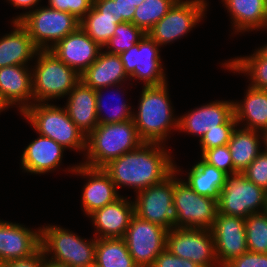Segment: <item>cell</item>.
<instances>
[{
    "mask_svg": "<svg viewBox=\"0 0 267 267\" xmlns=\"http://www.w3.org/2000/svg\"><path fill=\"white\" fill-rule=\"evenodd\" d=\"M165 146L157 142H143L135 150L110 161L103 170L117 190L125 186L137 193L162 182L175 170V161L170 149H165Z\"/></svg>",
    "mask_w": 267,
    "mask_h": 267,
    "instance_id": "6da1fadb",
    "label": "cell"
},
{
    "mask_svg": "<svg viewBox=\"0 0 267 267\" xmlns=\"http://www.w3.org/2000/svg\"><path fill=\"white\" fill-rule=\"evenodd\" d=\"M167 85L168 82L159 86H143L133 121L144 142L165 144L172 129L178 130L179 116L174 115Z\"/></svg>",
    "mask_w": 267,
    "mask_h": 267,
    "instance_id": "7a4b0ae2",
    "label": "cell"
},
{
    "mask_svg": "<svg viewBox=\"0 0 267 267\" xmlns=\"http://www.w3.org/2000/svg\"><path fill=\"white\" fill-rule=\"evenodd\" d=\"M139 137L133 119L112 124H98L86 137L84 166L103 168L110 161L138 148Z\"/></svg>",
    "mask_w": 267,
    "mask_h": 267,
    "instance_id": "3957f363",
    "label": "cell"
},
{
    "mask_svg": "<svg viewBox=\"0 0 267 267\" xmlns=\"http://www.w3.org/2000/svg\"><path fill=\"white\" fill-rule=\"evenodd\" d=\"M22 116L37 134L51 138L65 149L86 151V135L69 118L65 107L52 103H33Z\"/></svg>",
    "mask_w": 267,
    "mask_h": 267,
    "instance_id": "277c9868",
    "label": "cell"
},
{
    "mask_svg": "<svg viewBox=\"0 0 267 267\" xmlns=\"http://www.w3.org/2000/svg\"><path fill=\"white\" fill-rule=\"evenodd\" d=\"M32 66L34 103H49L66 97L80 81V75L49 50H39ZM49 101V102H48Z\"/></svg>",
    "mask_w": 267,
    "mask_h": 267,
    "instance_id": "5b68a950",
    "label": "cell"
},
{
    "mask_svg": "<svg viewBox=\"0 0 267 267\" xmlns=\"http://www.w3.org/2000/svg\"><path fill=\"white\" fill-rule=\"evenodd\" d=\"M40 230V247L46 259L71 267H90L95 262V237L84 239L66 228L50 224L40 227Z\"/></svg>",
    "mask_w": 267,
    "mask_h": 267,
    "instance_id": "8992f818",
    "label": "cell"
},
{
    "mask_svg": "<svg viewBox=\"0 0 267 267\" xmlns=\"http://www.w3.org/2000/svg\"><path fill=\"white\" fill-rule=\"evenodd\" d=\"M19 23L28 31L39 50H50L80 26V21L70 13L48 6H38L28 12Z\"/></svg>",
    "mask_w": 267,
    "mask_h": 267,
    "instance_id": "52a82bcc",
    "label": "cell"
},
{
    "mask_svg": "<svg viewBox=\"0 0 267 267\" xmlns=\"http://www.w3.org/2000/svg\"><path fill=\"white\" fill-rule=\"evenodd\" d=\"M175 163L173 203L178 213V228L210 230L218 213V200L197 194L178 178L181 169Z\"/></svg>",
    "mask_w": 267,
    "mask_h": 267,
    "instance_id": "ba28073f",
    "label": "cell"
},
{
    "mask_svg": "<svg viewBox=\"0 0 267 267\" xmlns=\"http://www.w3.org/2000/svg\"><path fill=\"white\" fill-rule=\"evenodd\" d=\"M267 211V192L248 180L242 172L228 174L218 200V212L247 218Z\"/></svg>",
    "mask_w": 267,
    "mask_h": 267,
    "instance_id": "9c48e42d",
    "label": "cell"
},
{
    "mask_svg": "<svg viewBox=\"0 0 267 267\" xmlns=\"http://www.w3.org/2000/svg\"><path fill=\"white\" fill-rule=\"evenodd\" d=\"M174 171L162 182L136 193L134 214L170 231L178 228V213L173 203Z\"/></svg>",
    "mask_w": 267,
    "mask_h": 267,
    "instance_id": "30bf717a",
    "label": "cell"
},
{
    "mask_svg": "<svg viewBox=\"0 0 267 267\" xmlns=\"http://www.w3.org/2000/svg\"><path fill=\"white\" fill-rule=\"evenodd\" d=\"M207 0H178L147 33L160 48L187 35L205 17Z\"/></svg>",
    "mask_w": 267,
    "mask_h": 267,
    "instance_id": "8fae6325",
    "label": "cell"
},
{
    "mask_svg": "<svg viewBox=\"0 0 267 267\" xmlns=\"http://www.w3.org/2000/svg\"><path fill=\"white\" fill-rule=\"evenodd\" d=\"M159 47L146 34L139 43L119 54L129 80H140L143 86H159L168 81L161 63Z\"/></svg>",
    "mask_w": 267,
    "mask_h": 267,
    "instance_id": "7c38bea8",
    "label": "cell"
},
{
    "mask_svg": "<svg viewBox=\"0 0 267 267\" xmlns=\"http://www.w3.org/2000/svg\"><path fill=\"white\" fill-rule=\"evenodd\" d=\"M166 248L175 256L201 267H220L213 236L208 229L173 228L167 232Z\"/></svg>",
    "mask_w": 267,
    "mask_h": 267,
    "instance_id": "4fadbf2b",
    "label": "cell"
},
{
    "mask_svg": "<svg viewBox=\"0 0 267 267\" xmlns=\"http://www.w3.org/2000/svg\"><path fill=\"white\" fill-rule=\"evenodd\" d=\"M168 230L133 215L124 239L138 267H151L155 258L166 248Z\"/></svg>",
    "mask_w": 267,
    "mask_h": 267,
    "instance_id": "5bb4252c",
    "label": "cell"
},
{
    "mask_svg": "<svg viewBox=\"0 0 267 267\" xmlns=\"http://www.w3.org/2000/svg\"><path fill=\"white\" fill-rule=\"evenodd\" d=\"M210 231L220 267L248 251L245 218L218 212Z\"/></svg>",
    "mask_w": 267,
    "mask_h": 267,
    "instance_id": "9a60e30c",
    "label": "cell"
},
{
    "mask_svg": "<svg viewBox=\"0 0 267 267\" xmlns=\"http://www.w3.org/2000/svg\"><path fill=\"white\" fill-rule=\"evenodd\" d=\"M222 124H237L233 101L215 100L188 111L178 118L177 131L197 136L200 141L206 132L220 129Z\"/></svg>",
    "mask_w": 267,
    "mask_h": 267,
    "instance_id": "2e32d148",
    "label": "cell"
},
{
    "mask_svg": "<svg viewBox=\"0 0 267 267\" xmlns=\"http://www.w3.org/2000/svg\"><path fill=\"white\" fill-rule=\"evenodd\" d=\"M66 170L87 179L81 196V206L87 216L121 196L103 168H91L78 163Z\"/></svg>",
    "mask_w": 267,
    "mask_h": 267,
    "instance_id": "e0dca14e",
    "label": "cell"
},
{
    "mask_svg": "<svg viewBox=\"0 0 267 267\" xmlns=\"http://www.w3.org/2000/svg\"><path fill=\"white\" fill-rule=\"evenodd\" d=\"M102 49L79 26L49 51L81 75L98 58Z\"/></svg>",
    "mask_w": 267,
    "mask_h": 267,
    "instance_id": "ac0fdd59",
    "label": "cell"
},
{
    "mask_svg": "<svg viewBox=\"0 0 267 267\" xmlns=\"http://www.w3.org/2000/svg\"><path fill=\"white\" fill-rule=\"evenodd\" d=\"M40 227L32 230L20 223L0 220V263L30 257L40 248Z\"/></svg>",
    "mask_w": 267,
    "mask_h": 267,
    "instance_id": "d6986e66",
    "label": "cell"
},
{
    "mask_svg": "<svg viewBox=\"0 0 267 267\" xmlns=\"http://www.w3.org/2000/svg\"><path fill=\"white\" fill-rule=\"evenodd\" d=\"M28 66L0 68V96L9 108L17 107L21 114L34 103L32 68Z\"/></svg>",
    "mask_w": 267,
    "mask_h": 267,
    "instance_id": "ffe728a7",
    "label": "cell"
},
{
    "mask_svg": "<svg viewBox=\"0 0 267 267\" xmlns=\"http://www.w3.org/2000/svg\"><path fill=\"white\" fill-rule=\"evenodd\" d=\"M133 215L134 202L122 195L114 202L95 210L88 217L96 229L94 237L102 239L124 238Z\"/></svg>",
    "mask_w": 267,
    "mask_h": 267,
    "instance_id": "44dd1931",
    "label": "cell"
},
{
    "mask_svg": "<svg viewBox=\"0 0 267 267\" xmlns=\"http://www.w3.org/2000/svg\"><path fill=\"white\" fill-rule=\"evenodd\" d=\"M38 135L24 148L20 159L22 172L42 175L53 172L62 164L66 149L51 138Z\"/></svg>",
    "mask_w": 267,
    "mask_h": 267,
    "instance_id": "7402d4cb",
    "label": "cell"
},
{
    "mask_svg": "<svg viewBox=\"0 0 267 267\" xmlns=\"http://www.w3.org/2000/svg\"><path fill=\"white\" fill-rule=\"evenodd\" d=\"M128 79L120 56L103 49L98 58L80 75V80L94 90L109 87L122 89L121 86Z\"/></svg>",
    "mask_w": 267,
    "mask_h": 267,
    "instance_id": "603a6c76",
    "label": "cell"
},
{
    "mask_svg": "<svg viewBox=\"0 0 267 267\" xmlns=\"http://www.w3.org/2000/svg\"><path fill=\"white\" fill-rule=\"evenodd\" d=\"M67 97L64 107L69 118L88 136L99 124L96 110V91L80 80Z\"/></svg>",
    "mask_w": 267,
    "mask_h": 267,
    "instance_id": "cb8c5ba5",
    "label": "cell"
},
{
    "mask_svg": "<svg viewBox=\"0 0 267 267\" xmlns=\"http://www.w3.org/2000/svg\"><path fill=\"white\" fill-rule=\"evenodd\" d=\"M229 12L234 34L267 31V0H222ZM235 29V30H234Z\"/></svg>",
    "mask_w": 267,
    "mask_h": 267,
    "instance_id": "d4e9b609",
    "label": "cell"
},
{
    "mask_svg": "<svg viewBox=\"0 0 267 267\" xmlns=\"http://www.w3.org/2000/svg\"><path fill=\"white\" fill-rule=\"evenodd\" d=\"M13 30L0 38V68L11 65H27L33 61L39 49L28 31L19 23L11 22Z\"/></svg>",
    "mask_w": 267,
    "mask_h": 267,
    "instance_id": "484cf974",
    "label": "cell"
},
{
    "mask_svg": "<svg viewBox=\"0 0 267 267\" xmlns=\"http://www.w3.org/2000/svg\"><path fill=\"white\" fill-rule=\"evenodd\" d=\"M244 99L233 101L234 118L238 127L262 132L267 128V90L248 86ZM243 123V124H241ZM245 124V125H244Z\"/></svg>",
    "mask_w": 267,
    "mask_h": 267,
    "instance_id": "4316f807",
    "label": "cell"
},
{
    "mask_svg": "<svg viewBox=\"0 0 267 267\" xmlns=\"http://www.w3.org/2000/svg\"><path fill=\"white\" fill-rule=\"evenodd\" d=\"M262 133L257 130L238 128L228 142L234 165V173L243 172L262 151Z\"/></svg>",
    "mask_w": 267,
    "mask_h": 267,
    "instance_id": "83f0119b",
    "label": "cell"
},
{
    "mask_svg": "<svg viewBox=\"0 0 267 267\" xmlns=\"http://www.w3.org/2000/svg\"><path fill=\"white\" fill-rule=\"evenodd\" d=\"M183 179L197 194L219 200L227 174L205 162L202 158L192 165Z\"/></svg>",
    "mask_w": 267,
    "mask_h": 267,
    "instance_id": "f1b7e54d",
    "label": "cell"
},
{
    "mask_svg": "<svg viewBox=\"0 0 267 267\" xmlns=\"http://www.w3.org/2000/svg\"><path fill=\"white\" fill-rule=\"evenodd\" d=\"M233 73L249 76V86L259 90H267V59L257 50L244 57H235L221 64Z\"/></svg>",
    "mask_w": 267,
    "mask_h": 267,
    "instance_id": "f546056e",
    "label": "cell"
},
{
    "mask_svg": "<svg viewBox=\"0 0 267 267\" xmlns=\"http://www.w3.org/2000/svg\"><path fill=\"white\" fill-rule=\"evenodd\" d=\"M95 263L102 267H138L124 238L97 239Z\"/></svg>",
    "mask_w": 267,
    "mask_h": 267,
    "instance_id": "4dcf8cb0",
    "label": "cell"
},
{
    "mask_svg": "<svg viewBox=\"0 0 267 267\" xmlns=\"http://www.w3.org/2000/svg\"><path fill=\"white\" fill-rule=\"evenodd\" d=\"M118 21L109 16H101V13L94 7L80 20V27L86 34L102 48L114 36Z\"/></svg>",
    "mask_w": 267,
    "mask_h": 267,
    "instance_id": "1f68e13d",
    "label": "cell"
},
{
    "mask_svg": "<svg viewBox=\"0 0 267 267\" xmlns=\"http://www.w3.org/2000/svg\"><path fill=\"white\" fill-rule=\"evenodd\" d=\"M178 0H145L135 8L132 23L146 34Z\"/></svg>",
    "mask_w": 267,
    "mask_h": 267,
    "instance_id": "d6a6232c",
    "label": "cell"
},
{
    "mask_svg": "<svg viewBox=\"0 0 267 267\" xmlns=\"http://www.w3.org/2000/svg\"><path fill=\"white\" fill-rule=\"evenodd\" d=\"M245 229L248 251L267 254V211L245 218Z\"/></svg>",
    "mask_w": 267,
    "mask_h": 267,
    "instance_id": "836d02e7",
    "label": "cell"
},
{
    "mask_svg": "<svg viewBox=\"0 0 267 267\" xmlns=\"http://www.w3.org/2000/svg\"><path fill=\"white\" fill-rule=\"evenodd\" d=\"M146 33L132 22H121L116 26L114 36L105 44L103 49L111 54H121L139 43Z\"/></svg>",
    "mask_w": 267,
    "mask_h": 267,
    "instance_id": "e575fe53",
    "label": "cell"
},
{
    "mask_svg": "<svg viewBox=\"0 0 267 267\" xmlns=\"http://www.w3.org/2000/svg\"><path fill=\"white\" fill-rule=\"evenodd\" d=\"M103 89L104 88H99L95 90L96 91L97 119H98L99 124H112L116 122H124V121H129L133 119L134 110L129 105V103L127 104V101H123L120 103L118 102L115 106H113V109L111 113L109 112V115L107 113L104 115L102 113L103 109H105V106H104L105 103H103L104 100H103V94H102Z\"/></svg>",
    "mask_w": 267,
    "mask_h": 267,
    "instance_id": "d590c367",
    "label": "cell"
},
{
    "mask_svg": "<svg viewBox=\"0 0 267 267\" xmlns=\"http://www.w3.org/2000/svg\"><path fill=\"white\" fill-rule=\"evenodd\" d=\"M237 124H222L220 129H213L204 134L199 141L201 148V155L209 149L228 145L233 131L236 129Z\"/></svg>",
    "mask_w": 267,
    "mask_h": 267,
    "instance_id": "8d00e7d4",
    "label": "cell"
},
{
    "mask_svg": "<svg viewBox=\"0 0 267 267\" xmlns=\"http://www.w3.org/2000/svg\"><path fill=\"white\" fill-rule=\"evenodd\" d=\"M201 158L227 175L234 173L233 160L228 145L206 150Z\"/></svg>",
    "mask_w": 267,
    "mask_h": 267,
    "instance_id": "74e56055",
    "label": "cell"
},
{
    "mask_svg": "<svg viewBox=\"0 0 267 267\" xmlns=\"http://www.w3.org/2000/svg\"><path fill=\"white\" fill-rule=\"evenodd\" d=\"M242 173L267 192V152L261 151Z\"/></svg>",
    "mask_w": 267,
    "mask_h": 267,
    "instance_id": "f35d334b",
    "label": "cell"
},
{
    "mask_svg": "<svg viewBox=\"0 0 267 267\" xmlns=\"http://www.w3.org/2000/svg\"><path fill=\"white\" fill-rule=\"evenodd\" d=\"M47 6L68 12L80 21L92 8L93 0H48Z\"/></svg>",
    "mask_w": 267,
    "mask_h": 267,
    "instance_id": "ab89813d",
    "label": "cell"
},
{
    "mask_svg": "<svg viewBox=\"0 0 267 267\" xmlns=\"http://www.w3.org/2000/svg\"><path fill=\"white\" fill-rule=\"evenodd\" d=\"M224 267H267V254L247 251L240 257L232 259Z\"/></svg>",
    "mask_w": 267,
    "mask_h": 267,
    "instance_id": "60d3db41",
    "label": "cell"
},
{
    "mask_svg": "<svg viewBox=\"0 0 267 267\" xmlns=\"http://www.w3.org/2000/svg\"><path fill=\"white\" fill-rule=\"evenodd\" d=\"M151 267H201L191 260L182 259L165 248L156 258Z\"/></svg>",
    "mask_w": 267,
    "mask_h": 267,
    "instance_id": "b9f144b4",
    "label": "cell"
},
{
    "mask_svg": "<svg viewBox=\"0 0 267 267\" xmlns=\"http://www.w3.org/2000/svg\"><path fill=\"white\" fill-rule=\"evenodd\" d=\"M2 267H46V257L40 247L30 257L7 261L2 264Z\"/></svg>",
    "mask_w": 267,
    "mask_h": 267,
    "instance_id": "7bdbcfd3",
    "label": "cell"
},
{
    "mask_svg": "<svg viewBox=\"0 0 267 267\" xmlns=\"http://www.w3.org/2000/svg\"><path fill=\"white\" fill-rule=\"evenodd\" d=\"M93 6L101 13V16H109L118 21L117 3L114 0H93Z\"/></svg>",
    "mask_w": 267,
    "mask_h": 267,
    "instance_id": "ee69618b",
    "label": "cell"
},
{
    "mask_svg": "<svg viewBox=\"0 0 267 267\" xmlns=\"http://www.w3.org/2000/svg\"><path fill=\"white\" fill-rule=\"evenodd\" d=\"M117 3L118 22H132L135 7L128 0H114Z\"/></svg>",
    "mask_w": 267,
    "mask_h": 267,
    "instance_id": "f6af8a7d",
    "label": "cell"
},
{
    "mask_svg": "<svg viewBox=\"0 0 267 267\" xmlns=\"http://www.w3.org/2000/svg\"><path fill=\"white\" fill-rule=\"evenodd\" d=\"M7 2L11 3V5L14 8H19V9L21 8L26 11H27V8L28 10L30 9L29 11L27 12L25 11V13H21L20 15L14 17V19L11 21V22H19L28 12H31L35 8H37V5H39V2H41V0H7Z\"/></svg>",
    "mask_w": 267,
    "mask_h": 267,
    "instance_id": "bcb514c9",
    "label": "cell"
},
{
    "mask_svg": "<svg viewBox=\"0 0 267 267\" xmlns=\"http://www.w3.org/2000/svg\"><path fill=\"white\" fill-rule=\"evenodd\" d=\"M46 267H71V266L46 259Z\"/></svg>",
    "mask_w": 267,
    "mask_h": 267,
    "instance_id": "7dc6e473",
    "label": "cell"
},
{
    "mask_svg": "<svg viewBox=\"0 0 267 267\" xmlns=\"http://www.w3.org/2000/svg\"><path fill=\"white\" fill-rule=\"evenodd\" d=\"M264 58L267 59V43L263 45L262 47L260 46L259 48L256 49Z\"/></svg>",
    "mask_w": 267,
    "mask_h": 267,
    "instance_id": "c3c4849f",
    "label": "cell"
},
{
    "mask_svg": "<svg viewBox=\"0 0 267 267\" xmlns=\"http://www.w3.org/2000/svg\"><path fill=\"white\" fill-rule=\"evenodd\" d=\"M261 133H262V143L265 145L264 151L267 152V128L264 129Z\"/></svg>",
    "mask_w": 267,
    "mask_h": 267,
    "instance_id": "681fc988",
    "label": "cell"
},
{
    "mask_svg": "<svg viewBox=\"0 0 267 267\" xmlns=\"http://www.w3.org/2000/svg\"><path fill=\"white\" fill-rule=\"evenodd\" d=\"M9 106L2 100L0 96V113L7 110Z\"/></svg>",
    "mask_w": 267,
    "mask_h": 267,
    "instance_id": "f907efd6",
    "label": "cell"
},
{
    "mask_svg": "<svg viewBox=\"0 0 267 267\" xmlns=\"http://www.w3.org/2000/svg\"><path fill=\"white\" fill-rule=\"evenodd\" d=\"M132 5H134L135 8H137L138 6H140L142 4L143 1L145 0H128Z\"/></svg>",
    "mask_w": 267,
    "mask_h": 267,
    "instance_id": "816d5d0a",
    "label": "cell"
},
{
    "mask_svg": "<svg viewBox=\"0 0 267 267\" xmlns=\"http://www.w3.org/2000/svg\"><path fill=\"white\" fill-rule=\"evenodd\" d=\"M90 267H102V266H100V265H98L97 263H93Z\"/></svg>",
    "mask_w": 267,
    "mask_h": 267,
    "instance_id": "f5cc1de1",
    "label": "cell"
}]
</instances>
